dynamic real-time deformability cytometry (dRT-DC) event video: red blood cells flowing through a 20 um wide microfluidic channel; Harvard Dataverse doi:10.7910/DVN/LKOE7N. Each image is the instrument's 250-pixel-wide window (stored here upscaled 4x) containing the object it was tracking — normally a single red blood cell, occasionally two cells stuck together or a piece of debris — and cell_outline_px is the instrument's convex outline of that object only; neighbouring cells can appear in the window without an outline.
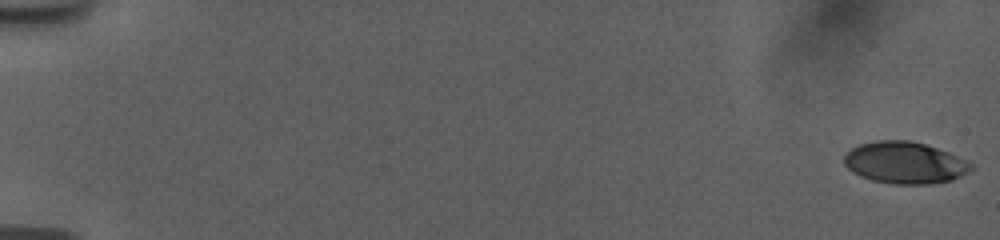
{"species": "human", "species_latin": "Homo sapiens", "temperature_condition": "room temperature", "stored_images_in_passage": 56, "camera_frame_rate_fps": 3000, "um_per_image_px": 0.085, "donor": {"sex": "female"}, "frame": {"image": 1, "passage_image": 1, "time_ms": 0.0, "image_size_px": [1000, 240], "cell_outline_px": [[976, 164], [968, 172], [952, 180], [928, 184], [896, 184], [872, 180], [860, 176], [852, 172], [844, 164], [844, 156], [852, 148], [860, 144], [876, 140], [908, 140], [924, 144], [948, 152]], "centroid_in_image_um": [76.92, 13.83], "position_along_channel_um": 8.1, "area_um2": 30.87}}
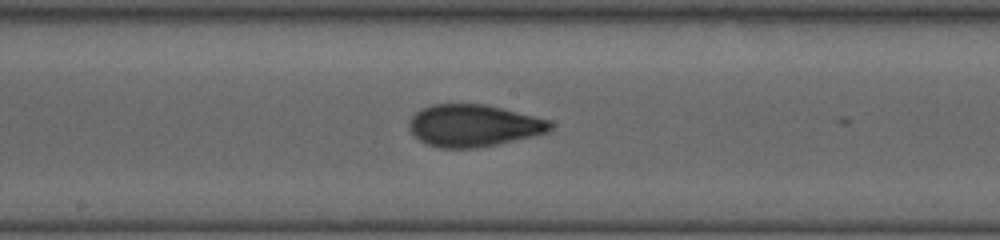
{"frame": {"image": 2, "passage_image": 32, "time_ms": 10.333, "image_size_px": [1000, 240], "cell_outline_px": [[552, 128], [548, 132], [532, 136], [496, 144], [476, 148], [440, 148], [428, 144], [420, 140], [408, 128], [408, 120], [420, 108], [432, 104], [484, 104], [552, 120]], "centroid_in_image_um": [40.23, 10.67], "position_along_channel_um": 208.0, "area_um2": 34.56}}
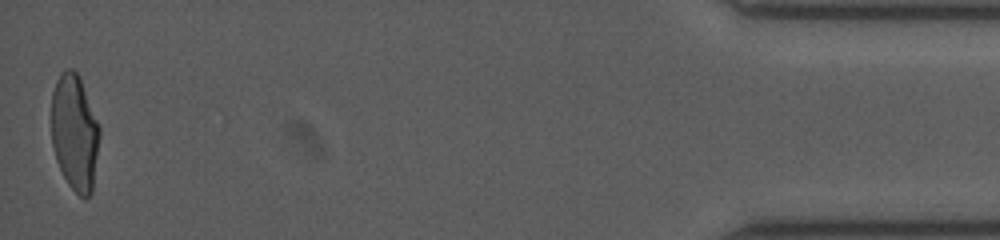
{"frame": {"image": 3, "passage_image": 56, "time_ms": 18.333, "image_size_px": [1000, 240], "cell_outline_px": [[100, 136], [92, 192], [84, 200], [68, 184], [56, 160], [52, 144], [52, 92], [56, 80], [60, 72], [68, 68], [72, 68], [76, 72], [80, 80], [100, 128]], "centroid_in_image_um": [6.34, 11.28], "position_along_channel_um": 428.9, "area_um2": 32.37}, "authors_computed_cell_mechanics": {"area_um2": 33.0038, "velocity_mm_per_s": 3.7721, "shape_relaxation_time_tau1_ms": 6.9798, "shape_relaxation_time_tau2_ms": 1.2742, "deformation_change_tau1": 0.222, "deformation_change_tau2": 0.0764}}